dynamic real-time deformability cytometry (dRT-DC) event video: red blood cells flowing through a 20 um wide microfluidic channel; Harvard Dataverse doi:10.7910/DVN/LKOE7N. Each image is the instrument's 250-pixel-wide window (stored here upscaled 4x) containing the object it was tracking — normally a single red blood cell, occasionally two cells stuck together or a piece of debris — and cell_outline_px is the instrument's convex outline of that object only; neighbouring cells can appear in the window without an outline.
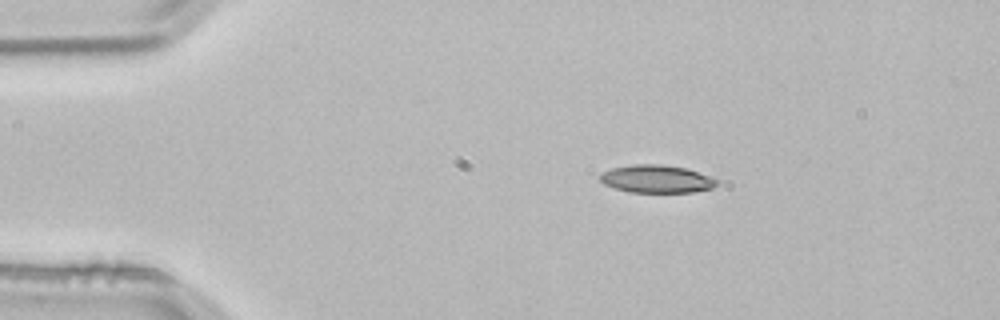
{"species": "common noctule bat (a hibernating species)", "species_latin": "Nyctalus noctula", "temperature_condition": "room temperature", "stored_images_in_passage": 2, "camera_frame_rate_fps": 3000, "um_per_image_px": 0.085, "animal": {"sex": "male", "body_mass_g": 21.5, "forearm_length_mm": 52.0}, "frame": {"image": 1, "passage_image": 1, "time_ms": 0.0, "image_size_px": [1000, 320], "cell_outline_px": [[720, 184], [712, 188], [692, 192], [628, 192], [604, 184], [600, 180], [600, 172], [612, 168], [632, 164], [664, 164], [684, 168], [720, 180]], "centroid_in_image_um": [55.8, 15.21], "position_along_channel_um": 29.2, "area_um2": 18.96}}